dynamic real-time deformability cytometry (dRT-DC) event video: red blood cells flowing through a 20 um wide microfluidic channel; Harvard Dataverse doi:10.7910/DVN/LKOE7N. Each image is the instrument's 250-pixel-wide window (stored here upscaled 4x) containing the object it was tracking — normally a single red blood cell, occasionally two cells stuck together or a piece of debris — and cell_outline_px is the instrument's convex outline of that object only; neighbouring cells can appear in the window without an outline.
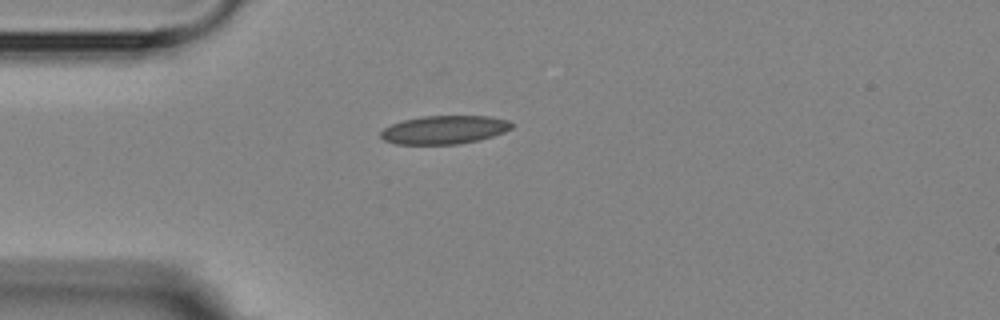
{"species": "Egyptian fruit bat (a non-hibernating species)", "species_latin": "Rousettus aegyptiacus", "temperature_condition": "room temperature", "stored_images_in_passage": 1, "camera_frame_rate_fps": 3000, "um_per_image_px": 0.085, "animal": {"sex": "female"}, "frame": {"image": 1, "passage_image": 1, "time_ms": 0.0, "image_size_px": [1000, 320], "cell_outline_px": [[512, 128], [504, 132], [492, 136], [460, 144], [396, 144], [384, 140], [380, 136], [380, 132], [384, 128], [392, 124], [404, 120], [424, 116], [488, 116], [508, 120], [512, 124]], "centroid_in_image_um": [37.75, 11.03], "position_along_channel_um": 47.2, "area_um2": 21.5}}